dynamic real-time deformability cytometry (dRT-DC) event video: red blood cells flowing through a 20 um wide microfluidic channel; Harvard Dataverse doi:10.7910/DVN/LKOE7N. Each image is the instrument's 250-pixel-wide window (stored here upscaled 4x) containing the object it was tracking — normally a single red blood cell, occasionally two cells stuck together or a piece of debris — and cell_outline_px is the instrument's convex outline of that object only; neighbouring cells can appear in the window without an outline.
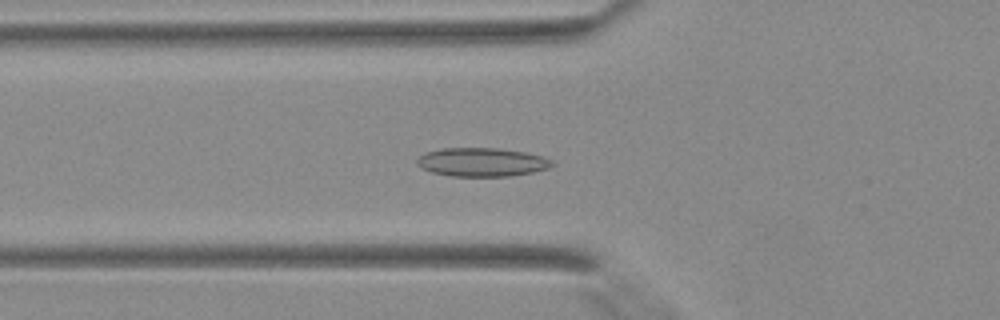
{"species": "Egyptian fruit bat (a non-hibernating species)", "species_latin": "Rousettus aegyptiacus", "temperature_condition": "warm", "stored_images_in_passage": 35, "segment_of_instrument_passage": [1, 2], "camera_frame_rate_fps": 3000, "um_per_image_px": 0.085, "animal": {"sex": "female"}, "frame": {"image": 1, "passage_image": 8, "time_ms": 2.333, "image_size_px": [1000, 320], "cell_outline_px": [[556, 164], [548, 168], [532, 172], [512, 176], [452, 176], [432, 172], [416, 164], [416, 160], [420, 156], [428, 152], [440, 148], [500, 148], [524, 152], [540, 156], [552, 160]], "centroid_in_image_um": [40.98, 13.78], "position_along_channel_um": 84.8, "area_um2": 22.43}}
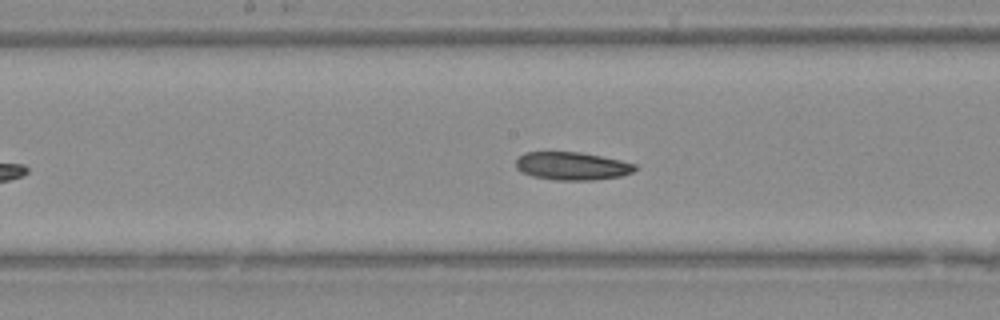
{"frame": {"image": 2, "passage_image": 15, "time_ms": 4.667, "image_size_px": [1000, 320], "cell_outline_px": [[636, 168], [632, 172], [620, 176], [592, 180], [556, 180], [532, 176], [520, 172], [516, 168], [516, 160], [524, 152], [580, 152], [620, 160], [636, 164]], "centroid_in_image_um": [48.59, 14.11], "position_along_channel_um": 199.6, "area_um2": 19.36}}
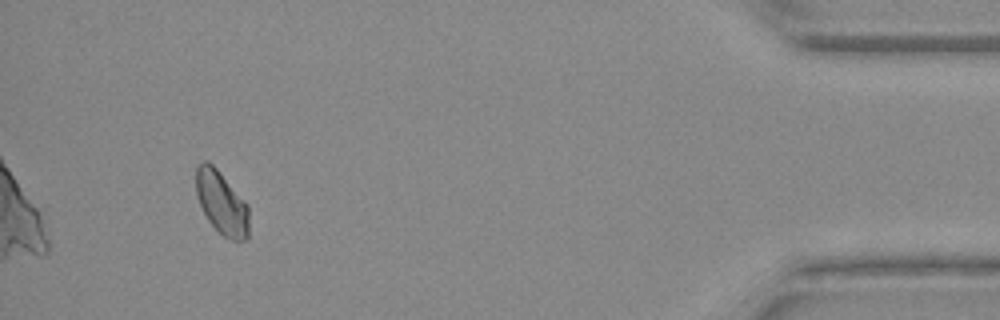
{"frame": {"image": 3, "passage_image": 32, "time_ms": 10.333, "image_size_px": [1000, 320], "cell_outline_px": [[248, 236], [244, 240], [232, 240], [224, 236], [208, 220], [200, 204], [196, 192], [196, 168], [204, 160], [208, 160], [216, 168], [248, 204]], "centroid_in_image_um": [18.84, 17.22], "position_along_channel_um": 416.4, "area_um2": 19.19}}